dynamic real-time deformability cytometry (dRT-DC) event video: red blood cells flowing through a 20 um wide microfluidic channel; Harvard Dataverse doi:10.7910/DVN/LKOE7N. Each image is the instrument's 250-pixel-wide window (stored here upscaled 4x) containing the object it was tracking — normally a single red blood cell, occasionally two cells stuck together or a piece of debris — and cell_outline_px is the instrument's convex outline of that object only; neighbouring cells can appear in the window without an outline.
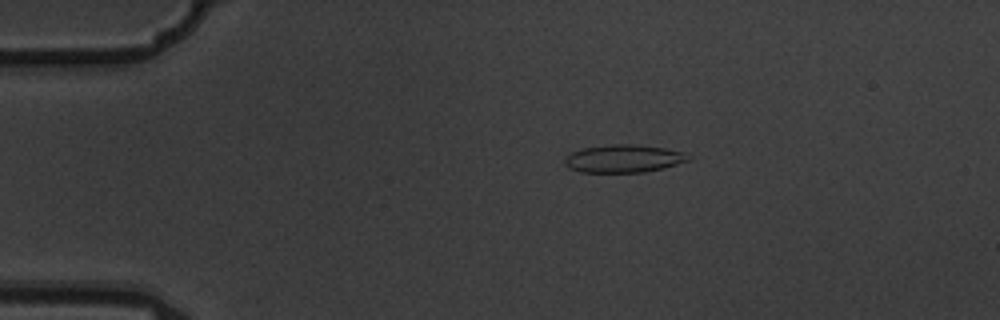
{"species": "common noctule bat (a hibernating species)", "species_latin": "Nyctalus noctula", "temperature_condition": "warm", "stored_images_in_passage": 4, "camera_frame_rate_fps": 3000, "um_per_image_px": 0.085, "animal": {"sex": "male", "body_mass_g": 19.5, "forearm_length_mm": 54.6}, "frame": {"image": 1, "passage_image": 3, "time_ms": 0.667, "image_size_px": [1000, 320], "cell_outline_px": [[692, 160], [664, 168], [644, 172], [580, 172], [568, 168], [564, 164], [564, 160], [572, 152], [584, 148], [612, 144], [636, 144], [664, 148], [688, 152], [692, 156]], "centroid_in_image_um": [53.08, 13.48], "position_along_channel_um": 31.9, "area_um2": 20.29}}